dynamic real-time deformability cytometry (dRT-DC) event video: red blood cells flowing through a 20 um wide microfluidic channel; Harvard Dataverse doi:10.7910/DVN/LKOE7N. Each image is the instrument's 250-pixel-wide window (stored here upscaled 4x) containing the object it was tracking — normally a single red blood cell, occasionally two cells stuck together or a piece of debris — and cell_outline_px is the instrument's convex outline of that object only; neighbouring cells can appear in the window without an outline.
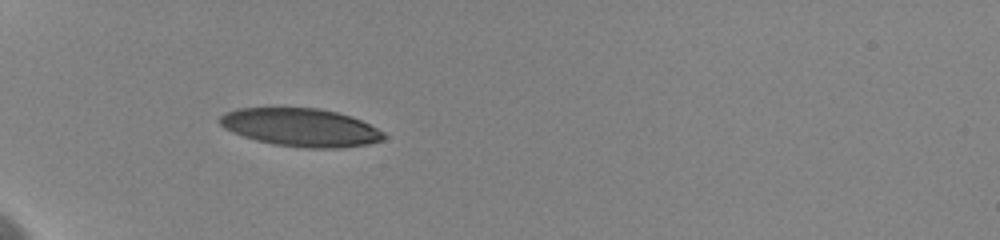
{"species": "human", "species_latin": "Homo sapiens", "temperature_condition": "cold", "stored_images_in_passage": 2, "camera_frame_rate_fps": 3000, "um_per_image_px": 0.085, "donor": {"sex": "female"}, "frame": {"image": 1, "passage_image": 1, "time_ms": 0.0, "image_size_px": [1000, 240], "cell_outline_px": [[388, 136], [384, 140], [368, 144], [340, 148], [304, 148], [272, 144], [256, 140], [232, 132], [224, 128], [220, 124], [220, 116], [224, 112], [240, 108], [316, 108], [336, 112], [352, 116], [384, 132]], "centroid_in_image_um": [25.58, 10.84], "position_along_channel_um": 59.4, "area_um2": 36.41}}